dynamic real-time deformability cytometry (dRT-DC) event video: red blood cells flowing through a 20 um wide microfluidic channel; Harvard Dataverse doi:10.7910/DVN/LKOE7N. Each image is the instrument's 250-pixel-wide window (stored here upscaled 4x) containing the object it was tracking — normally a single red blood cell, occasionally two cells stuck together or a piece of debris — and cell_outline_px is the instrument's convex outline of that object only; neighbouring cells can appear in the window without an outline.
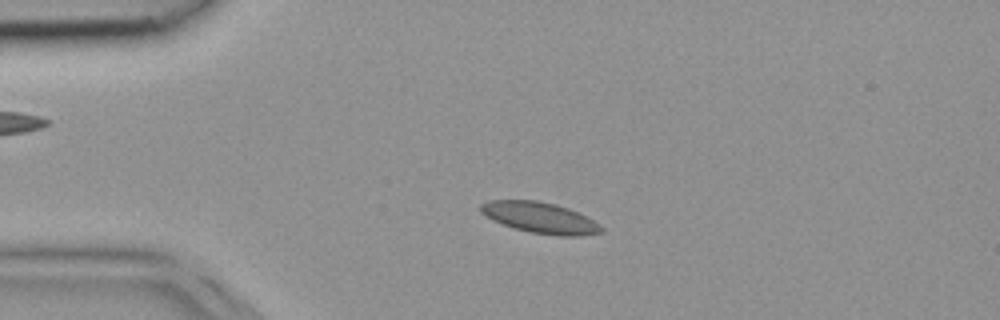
{"species": "common noctule bat (a hibernating species)", "species_latin": "Nyctalus noctula", "temperature_condition": "room temperature", "stored_images_in_passage": 10, "camera_frame_rate_fps": 3000, "um_per_image_px": 0.085, "animal": {"sex": "female", "body_mass_g": 18.4}, "frame": {"image": 1, "passage_image": 8, "time_ms": 2.333, "image_size_px": [1000, 320], "cell_outline_px": [[604, 232], [580, 236], [560, 236], [532, 232], [512, 228], [480, 212], [480, 204], [488, 200], [536, 200], [556, 204], [568, 208], [600, 224], [604, 228]], "centroid_in_image_um": [45.93, 18.5], "position_along_channel_um": 39.1, "area_um2": 21.56}}